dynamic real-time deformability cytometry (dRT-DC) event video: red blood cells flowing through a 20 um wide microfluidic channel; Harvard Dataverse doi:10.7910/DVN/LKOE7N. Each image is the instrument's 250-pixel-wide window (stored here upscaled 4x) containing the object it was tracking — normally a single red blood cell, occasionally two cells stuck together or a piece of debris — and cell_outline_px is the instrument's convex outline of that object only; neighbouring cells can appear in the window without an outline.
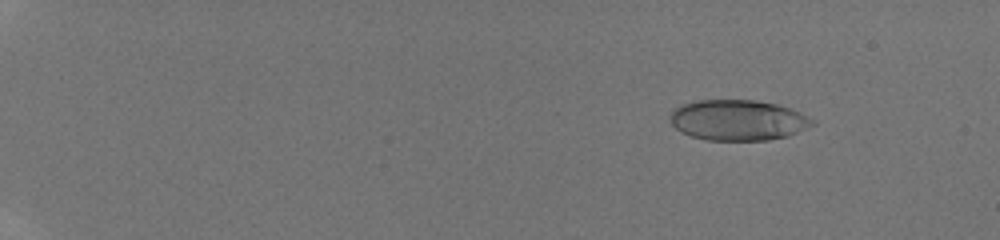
{"species": "human", "species_latin": "Homo sapiens", "temperature_condition": "room temperature", "stored_images_in_passage": 43, "camera_frame_rate_fps": 3000, "um_per_image_px": 0.085, "donor": {"sex": "male"}, "frame": {"image": 1, "passage_image": 15, "time_ms": 2.333, "image_size_px": [1000, 240], "cell_outline_px": [[816, 124], [788, 136], [768, 140], [704, 140], [680, 132], [672, 124], [672, 112], [676, 108], [684, 104], [696, 100], [756, 100], [776, 104], [792, 108], [816, 120]], "centroid_in_image_um": [62.78, 10.21], "position_along_channel_um": 22.2, "area_um2": 33.7}}
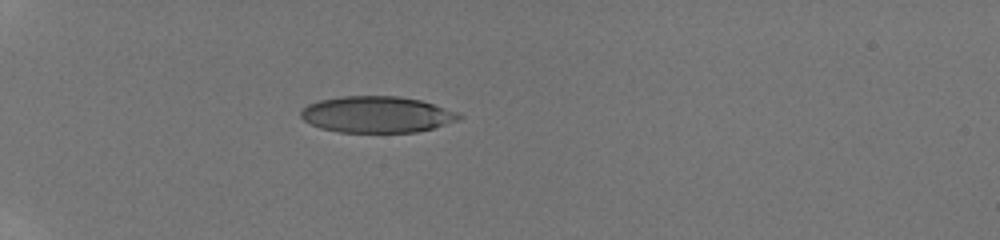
{"frame": {"image": 2, "passage_image": 38, "time_ms": 6.0, "image_size_px": [1000, 240], "cell_outline_px": [[464, 116], [456, 120], [432, 128], [416, 132], [340, 132], [320, 128], [304, 120], [300, 116], [300, 112], [308, 104], [320, 100], [340, 96], [400, 96], [420, 100], [456, 112]], "centroid_in_image_um": [31.99, 9.72], "position_along_channel_um": 53.0, "area_um2": 33.18}}